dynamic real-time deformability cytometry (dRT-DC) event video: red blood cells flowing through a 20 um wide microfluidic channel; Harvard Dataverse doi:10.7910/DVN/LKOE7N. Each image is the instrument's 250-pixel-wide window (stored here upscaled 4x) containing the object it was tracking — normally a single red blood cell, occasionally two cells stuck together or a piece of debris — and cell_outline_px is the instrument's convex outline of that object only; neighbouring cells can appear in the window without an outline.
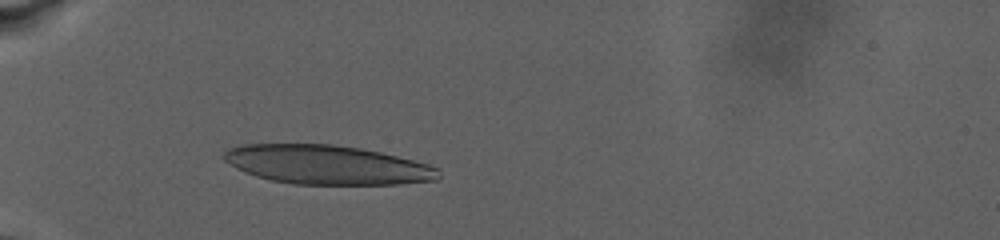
{"species": "human", "species_latin": "Homo sapiens", "temperature_condition": "warm", "stored_images_in_passage": 96, "camera_frame_rate_fps": 3000, "um_per_image_px": 0.085, "donor": {"sex": "male"}, "frame": {"image": 1, "passage_image": 35, "time_ms": 7.0, "image_size_px": [1000, 240], "cell_outline_px": [[440, 176], [436, 180], [400, 184], [292, 184], [272, 180], [256, 176], [244, 172], [236, 168], [224, 160], [220, 156], [228, 148], [244, 144], [332, 144], [360, 148], [380, 152], [428, 164], [440, 168]], "centroid_in_image_um": [27.78, 14.0], "position_along_channel_um": 57.2, "area_um2": 49.01}}
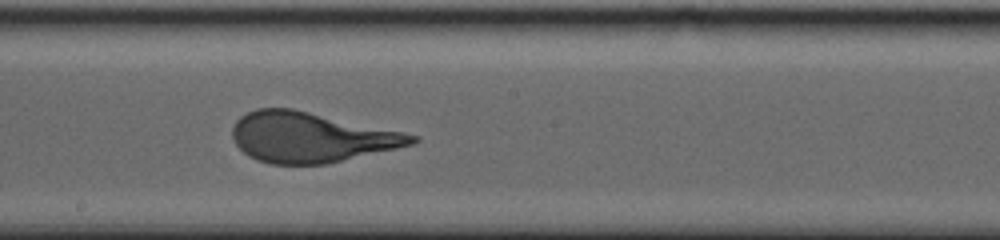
{"frame": {"image": 2, "passage_image": 73, "time_ms": 14.667, "image_size_px": [1000, 240], "cell_outline_px": [[420, 140], [416, 144], [328, 164], [272, 164], [256, 160], [248, 156], [236, 144], [232, 136], [232, 128], [236, 120], [240, 116], [256, 108], [292, 108], [420, 136]], "centroid_in_image_um": [26.42, 11.68], "position_along_channel_um": 221.8, "area_um2": 52.42}}
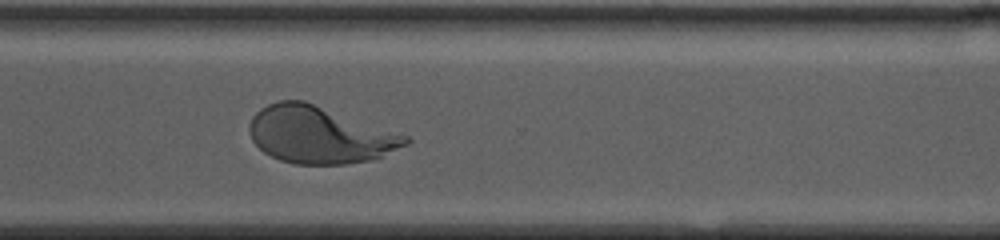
{"frame": {"image": 3, "passage_image": 95, "time_ms": 19.667, "image_size_px": [1000, 240], "cell_outline_px": [[412, 140], [408, 144], [372, 160], [344, 164], [296, 164], [280, 160], [264, 152], [252, 140], [248, 132], [248, 124], [252, 116], [260, 108], [268, 104], [280, 100], [304, 100], [408, 136]], "centroid_in_image_um": [27.12, 11.46], "position_along_channel_um": 343.5, "area_um2": 51.73}}